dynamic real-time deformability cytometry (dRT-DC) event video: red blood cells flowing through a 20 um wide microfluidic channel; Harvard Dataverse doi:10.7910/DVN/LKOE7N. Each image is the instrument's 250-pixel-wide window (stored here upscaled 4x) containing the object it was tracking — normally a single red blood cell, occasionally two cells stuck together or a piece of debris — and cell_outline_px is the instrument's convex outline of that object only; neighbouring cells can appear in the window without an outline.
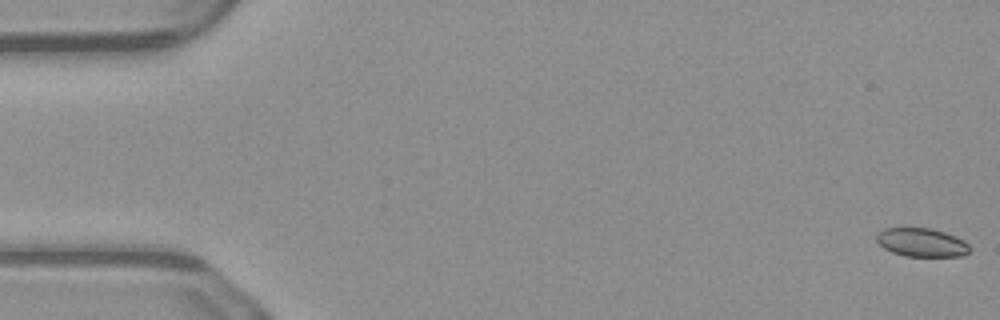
{"species": "common noctule bat (a hibernating species)", "species_latin": "Nyctalus noctula", "temperature_condition": "warm", "stored_images_in_passage": 51, "camera_frame_rate_fps": 3000, "um_per_image_px": 0.085, "animal": {"sex": "male", "body_mass_g": 23.1, "forearm_length_mm": 52.7}, "frame": {"image": 1, "passage_image": 1, "time_ms": 0.0, "image_size_px": [1000, 320], "cell_outline_px": [[968, 252], [964, 256], [904, 256], [892, 252], [884, 248], [876, 240], [876, 236], [884, 228], [928, 228], [944, 232], [964, 240], [968, 244]], "centroid_in_image_um": [78.33, 20.61], "position_along_channel_um": 6.7, "area_um2": 15.32}}
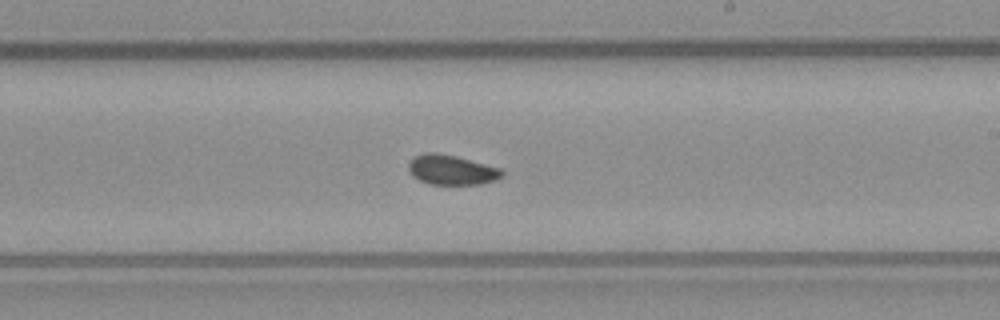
{"frame": {"image": 2, "passage_image": 30, "time_ms": 9.667, "image_size_px": [1000, 320], "cell_outline_px": [[504, 176], [480, 184], [428, 184], [412, 176], [408, 168], [408, 164], [416, 156], [424, 152], [436, 152], [456, 156], [500, 168], [504, 172]], "centroid_in_image_um": [38.37, 14.43], "position_along_channel_um": 250.6, "area_um2": 16.13}}
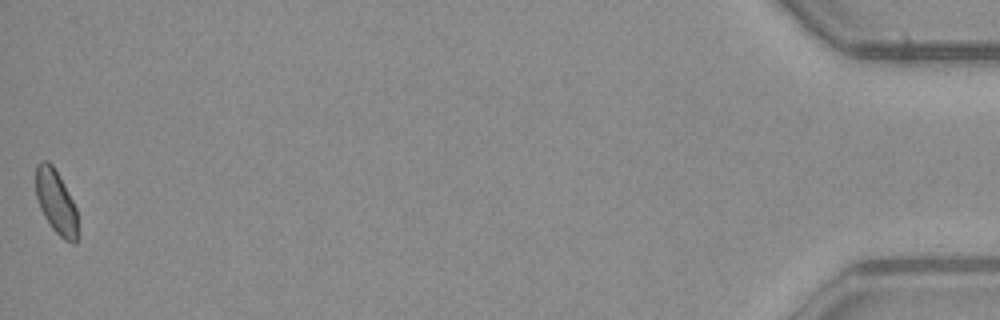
{"frame": {"image": 3, "passage_image": 51, "time_ms": 16.667, "image_size_px": [1000, 320], "cell_outline_px": [[76, 244], [72, 244], [64, 240], [52, 228], [44, 216], [40, 208], [36, 196], [36, 164], [40, 160], [48, 160], [52, 164], [68, 192], [76, 208]], "centroid_in_image_um": [4.73, 17.14], "position_along_channel_um": 430.5, "area_um2": 15.37}, "authors_computed_cell_mechanics": {"area_um2": 16.1262, "velocity_mm_per_s": 4.0823, "shape_relaxation_time_tau1_ms": null, "shape_relaxation_time_tau2_ms": 1.3826, "deformation_change_tau1": null, "deformation_change_tau2": 0.0577}}